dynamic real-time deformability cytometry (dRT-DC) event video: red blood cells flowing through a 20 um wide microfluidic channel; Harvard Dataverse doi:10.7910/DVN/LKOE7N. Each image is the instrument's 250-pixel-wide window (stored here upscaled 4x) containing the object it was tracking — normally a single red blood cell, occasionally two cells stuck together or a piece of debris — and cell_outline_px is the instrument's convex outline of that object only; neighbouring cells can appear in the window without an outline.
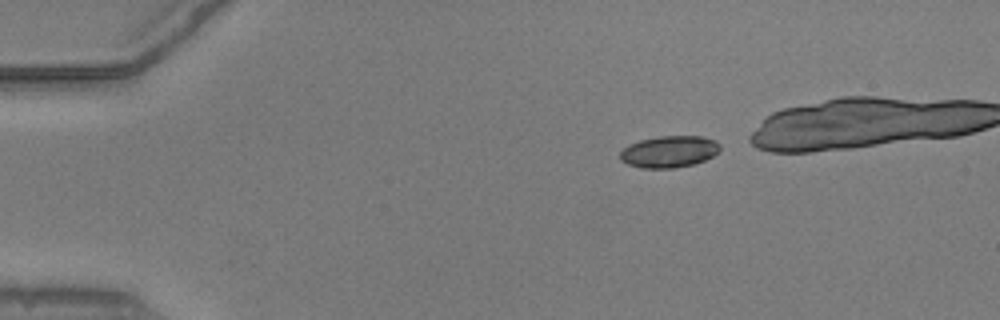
{"species": "common noctule bat (a hibernating species)", "species_latin": "Nyctalus noctula", "temperature_condition": "warm", "stored_images_in_passage": 37, "camera_frame_rate_fps": 3000, "um_per_image_px": 0.085, "animal": {"sex": "male", "body_mass_g": 20.5, "forearm_length_mm": 52.5}, "frame": {"image": 1, "passage_image": 1, "time_ms": 0.0, "image_size_px": [1000, 320], "cell_outline_px": [[720, 152], [704, 160], [692, 164], [676, 168], [640, 168], [628, 164], [620, 160], [620, 152], [628, 144], [640, 140], [660, 136], [700, 136], [716, 140], [720, 144]], "centroid_in_image_um": [56.88, 12.89], "position_along_channel_um": 28.1, "area_um2": 18.55}}
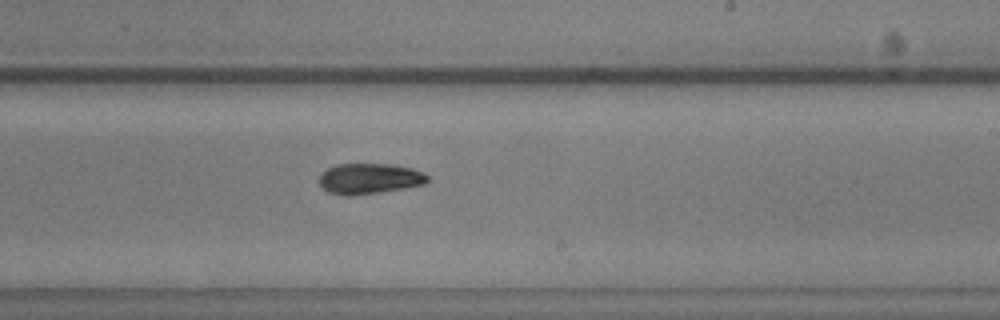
{"frame": {"image": 2, "passage_image": 24, "time_ms": 7.667, "image_size_px": [1000, 320], "cell_outline_px": [[428, 180], [424, 184], [404, 188], [352, 196], [344, 196], [328, 192], [320, 184], [320, 176], [328, 168], [336, 164], [392, 164], [412, 168], [424, 172], [428, 176]], "centroid_in_image_um": [31.41, 15.18], "position_along_channel_um": 257.6, "area_um2": 19.25}}
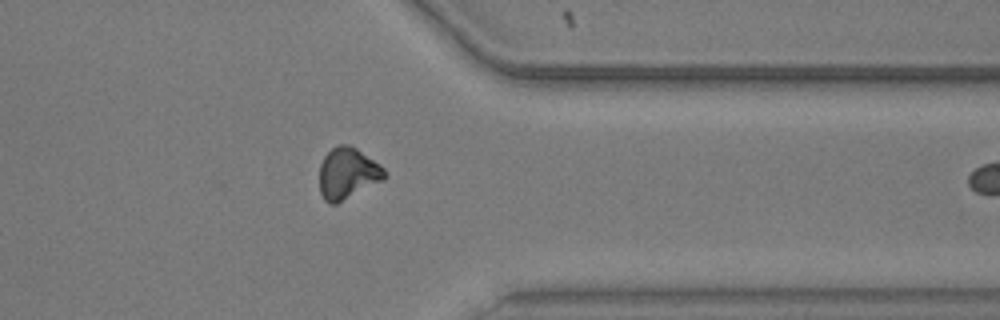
{"frame": {"image": 3, "passage_image": 34, "time_ms": 11.0, "image_size_px": [1000, 320], "cell_outline_px": [[388, 176], [384, 180], [336, 204], [328, 204], [324, 200], [320, 192], [320, 164], [324, 156], [332, 148], [340, 144], [348, 144], [356, 148], [380, 164], [384, 168]], "centroid_in_image_um": [29.56, 14.75], "position_along_channel_um": 381.8, "area_um2": 19.59}}